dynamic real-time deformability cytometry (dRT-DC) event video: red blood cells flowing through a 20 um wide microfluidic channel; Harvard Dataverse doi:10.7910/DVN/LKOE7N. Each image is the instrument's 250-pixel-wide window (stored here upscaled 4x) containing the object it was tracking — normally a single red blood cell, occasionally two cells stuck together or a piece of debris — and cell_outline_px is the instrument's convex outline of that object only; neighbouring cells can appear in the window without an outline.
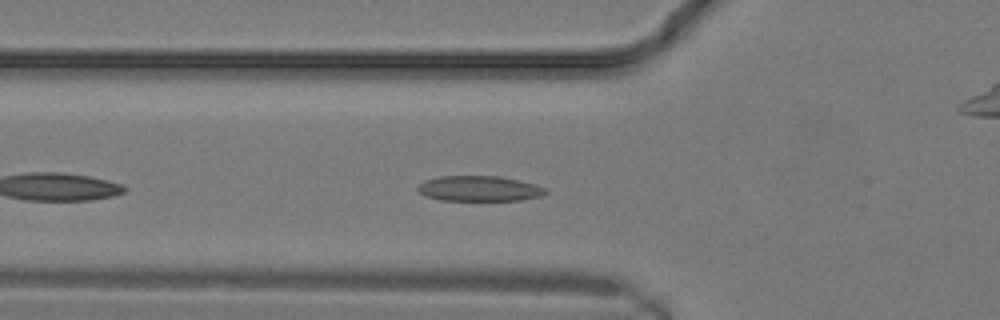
{"species": "common noctule bat (a hibernating species)", "species_latin": "Nyctalus noctula", "temperature_condition": "warm", "stored_images_in_passage": 8, "camera_frame_rate_fps": 3000, "um_per_image_px": 0.085, "animal": {"sex": "male", "body_mass_g": 19.2, "forearm_length_mm": 51.8}, "frame": {"image": 1, "passage_image": 6, "time_ms": 1.667, "image_size_px": [1000, 320], "cell_outline_px": [[548, 192], [540, 196], [524, 200], [440, 200], [424, 196], [416, 192], [416, 188], [424, 180], [440, 176], [500, 176], [520, 180], [536, 184], [548, 188]], "centroid_in_image_um": [40.74, 16.03], "position_along_channel_um": 85.1, "area_um2": 19.19}}
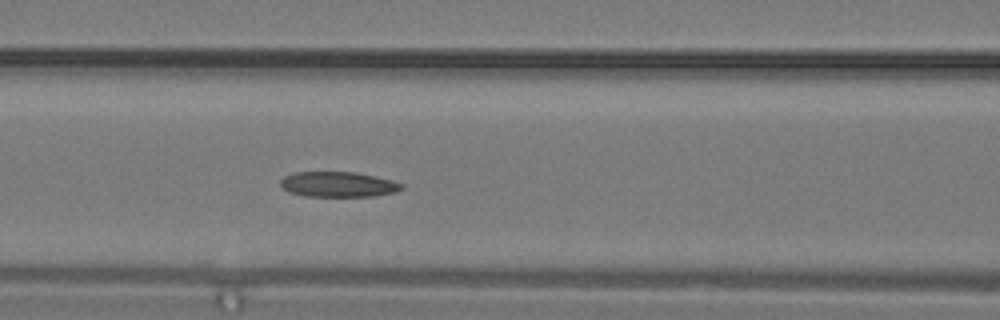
{"frame": {"image": 2, "passage_image": 8, "time_ms": 2.333, "image_size_px": [1000, 320], "cell_outline_px": [[404, 188], [396, 192], [372, 196], [304, 196], [288, 192], [280, 184], [280, 180], [284, 176], [296, 172], [356, 172], [392, 180], [404, 184]], "centroid_in_image_um": [28.75, 15.67], "position_along_channel_um": 137.8, "area_um2": 17.86}}